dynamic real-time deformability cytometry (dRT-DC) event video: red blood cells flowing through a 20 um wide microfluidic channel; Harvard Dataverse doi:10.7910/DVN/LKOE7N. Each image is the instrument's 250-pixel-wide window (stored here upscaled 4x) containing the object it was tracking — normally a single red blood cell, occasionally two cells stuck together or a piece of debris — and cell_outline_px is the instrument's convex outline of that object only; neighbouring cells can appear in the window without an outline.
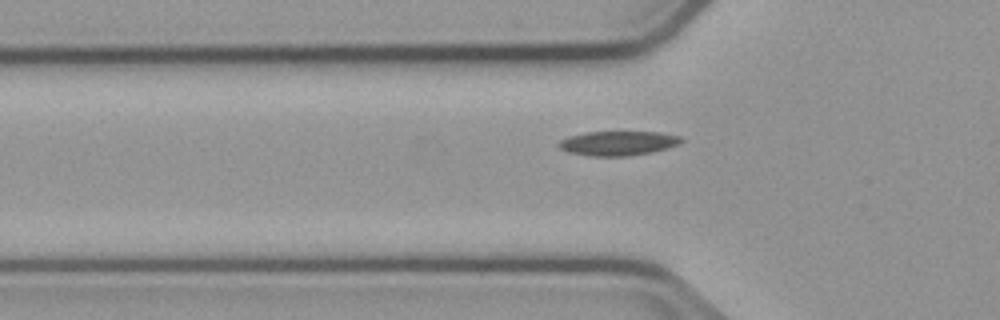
{"species": "common noctule bat (a hibernating species)", "species_latin": "Nyctalus noctula", "temperature_condition": "cold", "stored_images_in_passage": 41, "camera_frame_rate_fps": 3000, "um_per_image_px": 0.085, "animal": {"sex": "male", "body_mass_g": 23.1, "forearm_length_mm": 52.7}, "frame": {"image": 1, "passage_image": 5, "time_ms": 1.333, "image_size_px": [1000, 320], "cell_outline_px": [[684, 140], [680, 144], [668, 148], [628, 156], [592, 156], [568, 152], [560, 148], [556, 144], [560, 140], [568, 136], [584, 132], [660, 132], [680, 136]], "centroid_in_image_um": [52.52, 12.16], "position_along_channel_um": 73.3, "area_um2": 17.46}}
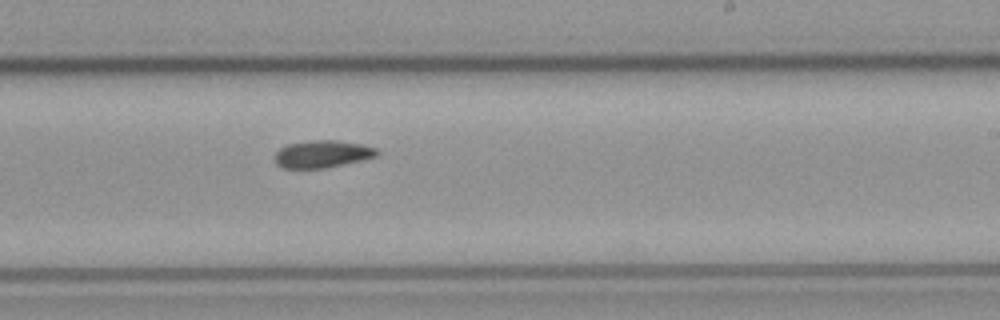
{"frame": {"image": 2, "passage_image": 20, "time_ms": 6.333, "image_size_px": [1000, 320], "cell_outline_px": [[380, 152], [376, 156], [360, 160], [324, 168], [284, 168], [276, 164], [276, 152], [280, 148], [288, 144], [312, 140], [336, 140], [360, 144], [376, 148]], "centroid_in_image_um": [27.39, 13.08], "position_along_channel_um": 261.6, "area_um2": 16.01}}
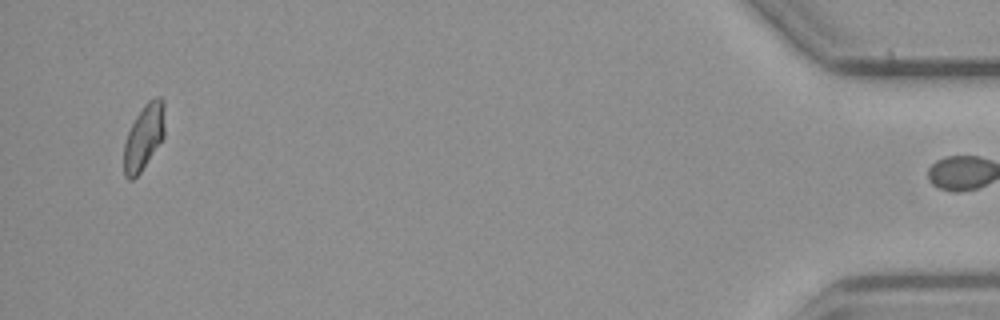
{"frame": {"image": 3, "passage_image": 40, "time_ms": 13.0, "image_size_px": [1000, 320], "cell_outline_px": [[164, 136], [140, 172], [132, 180], [128, 180], [124, 176], [124, 144], [128, 132], [136, 116], [144, 104], [148, 100], [156, 96], [160, 96], [164, 100]], "centroid_in_image_um": [12.23, 11.61], "position_along_channel_um": 423.0, "area_um2": 15.49}, "authors_computed_cell_mechanics": {"area_um2": 16.2418, "velocity_mm_per_s": 3.7509, "shape_relaxation_time_tau1_ms": 6.6826, "shape_relaxation_time_tau2_ms": null, "deformation_change_tau1": 0.146, "deformation_change_tau2": null}}